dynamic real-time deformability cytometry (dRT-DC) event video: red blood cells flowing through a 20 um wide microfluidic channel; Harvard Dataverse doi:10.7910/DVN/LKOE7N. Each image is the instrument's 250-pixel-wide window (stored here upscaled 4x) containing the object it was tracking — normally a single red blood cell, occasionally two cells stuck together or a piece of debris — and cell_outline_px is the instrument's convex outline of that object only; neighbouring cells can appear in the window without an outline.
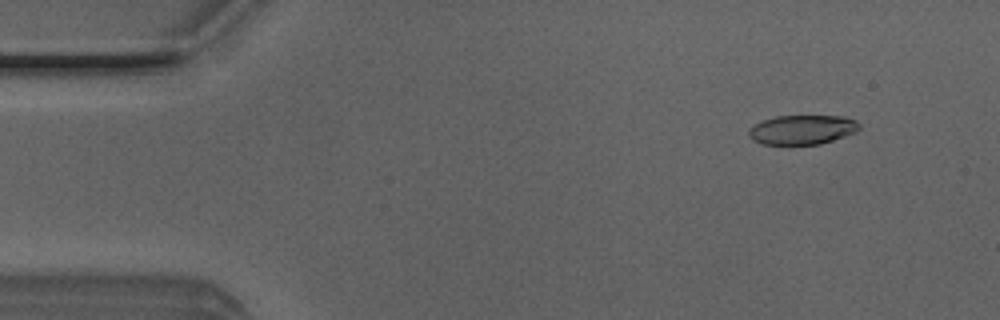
{"species": "Egyptian fruit bat (a non-hibernating species)", "species_latin": "Rousettus aegyptiacus", "temperature_condition": "room temperature", "stored_images_in_passage": 50, "camera_frame_rate_fps": 3000, "um_per_image_px": 0.085, "animal": {"sex": "male"}, "frame": {"image": 1, "passage_image": 5, "time_ms": 1.333, "image_size_px": [1000, 320], "cell_outline_px": [[860, 128], [856, 132], [820, 144], [760, 144], [752, 140], [748, 136], [748, 132], [756, 124], [764, 120], [776, 116], [844, 116], [856, 120], [860, 124]], "centroid_in_image_um": [68.21, 11.02], "position_along_channel_um": 16.8, "area_um2": 18.84}}
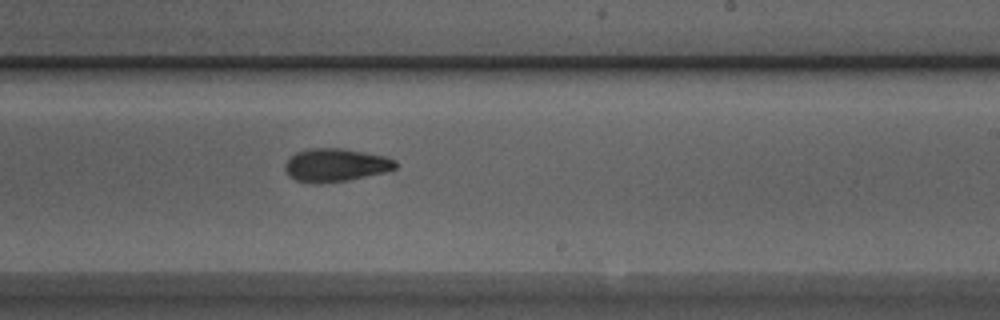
{"frame": {"image": 2, "passage_image": 30, "time_ms": 9.667, "image_size_px": [1000, 320], "cell_outline_px": [[396, 168], [384, 172], [348, 180], [320, 184], [312, 184], [296, 180], [288, 176], [284, 168], [284, 164], [288, 156], [296, 152], [308, 148], [344, 148], [384, 156], [396, 160]], "centroid_in_image_um": [28.46, 14.03], "position_along_channel_um": 260.5, "area_um2": 21.62}}
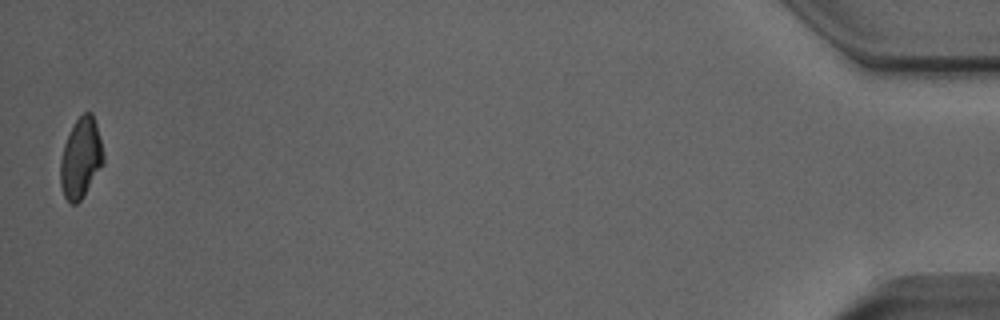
{"frame": {"image": 3, "passage_image": 50, "time_ms": 16.333, "image_size_px": [1000, 320], "cell_outline_px": [[104, 164], [80, 200], [76, 204], [72, 204], [64, 196], [60, 184], [60, 160], [64, 144], [76, 120], [84, 112], [92, 112], [96, 124], [104, 156]], "centroid_in_image_um": [6.87, 13.45], "position_along_channel_um": 428.3, "area_um2": 19.83}, "authors_computed_cell_mechanics": {"area_um2": 20.9814, "velocity_mm_per_s": 4.0323, "shape_relaxation_time_tau1_ms": 9.7876, "shape_relaxation_time_tau2_ms": 2.7903, "deformation_change_tau1": 0.2469, "deformation_change_tau2": 0.0913}}